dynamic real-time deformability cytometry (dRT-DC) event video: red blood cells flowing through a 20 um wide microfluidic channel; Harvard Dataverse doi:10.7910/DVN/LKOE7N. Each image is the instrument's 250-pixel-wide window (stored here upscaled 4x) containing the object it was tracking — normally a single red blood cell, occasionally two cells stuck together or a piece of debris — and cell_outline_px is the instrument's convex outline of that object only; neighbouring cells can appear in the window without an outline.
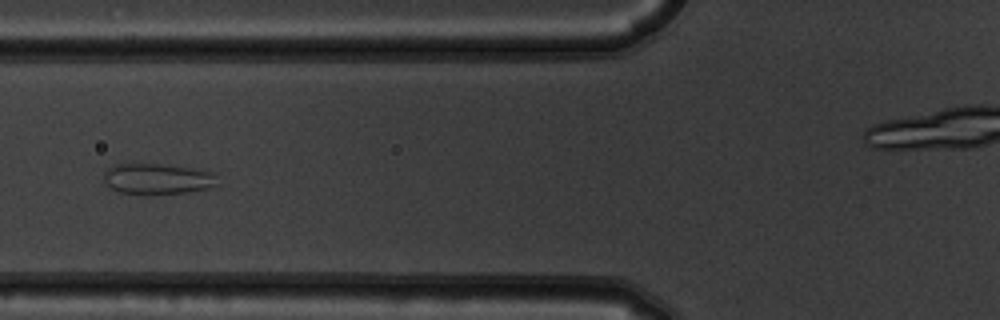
{"species": "common noctule bat (a hibernating species)", "species_latin": "Nyctalus noctula", "temperature_condition": "warm", "stored_images_in_passage": 6, "camera_frame_rate_fps": 3000, "um_per_image_px": 0.085, "animal": {"sex": "male", "body_mass_g": 19.5, "forearm_length_mm": 54.6}, "frame": {"image": 1, "passage_image": 6, "time_ms": 1.667, "image_size_px": [1000, 320], "cell_outline_px": [[216, 184], [208, 188], [188, 192], [148, 196], [140, 196], [120, 192], [112, 188], [104, 180], [104, 172], [108, 168], [116, 164], [132, 160], [192, 168], [216, 172]], "centroid_in_image_um": [13.33, 15.18], "position_along_channel_um": 112.5, "area_um2": 21.44}}